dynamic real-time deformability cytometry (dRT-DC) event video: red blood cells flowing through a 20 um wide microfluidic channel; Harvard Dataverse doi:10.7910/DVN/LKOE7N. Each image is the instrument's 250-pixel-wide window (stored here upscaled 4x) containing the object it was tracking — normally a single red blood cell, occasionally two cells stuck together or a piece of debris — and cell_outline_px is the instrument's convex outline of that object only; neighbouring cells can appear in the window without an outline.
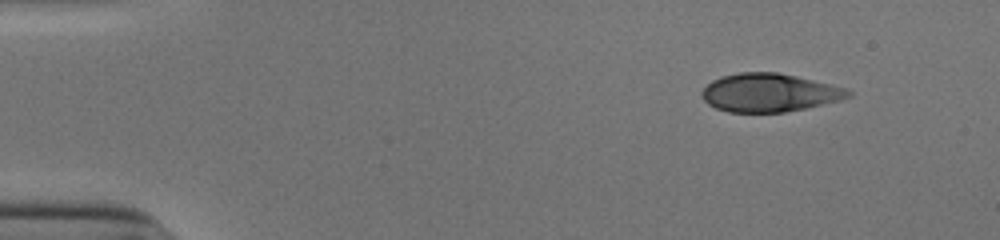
{"species": "human", "species_latin": "Homo sapiens", "temperature_condition": "cold", "stored_images_in_passage": 47, "camera_frame_rate_fps": 3000, "um_per_image_px": 0.085, "donor": {"sex": "male"}, "frame": {"image": 1, "passage_image": 1, "time_ms": 0.0, "image_size_px": [1000, 240], "cell_outline_px": [[852, 96], [840, 100], [804, 108], [784, 112], [728, 112], [716, 108], [708, 104], [700, 96], [700, 92], [712, 80], [720, 76], [740, 72], [776, 72], [796, 76], [848, 88], [852, 92]], "centroid_in_image_um": [65.38, 7.87], "position_along_channel_um": 19.6, "area_um2": 32.71}}
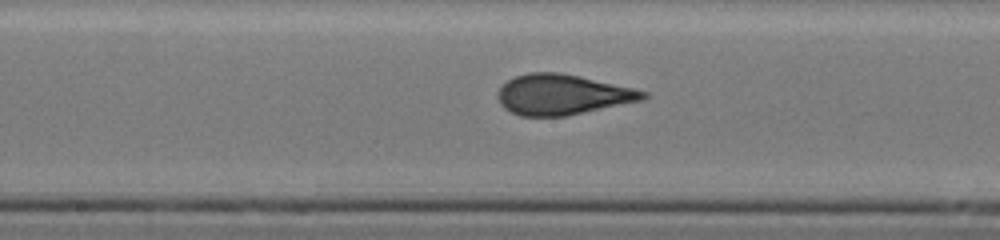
{"frame": {"image": 2, "passage_image": 23, "time_ms": 7.333, "image_size_px": [1000, 240], "cell_outline_px": [[648, 96], [644, 100], [564, 116], [520, 116], [504, 108], [500, 104], [500, 88], [508, 80], [516, 76], [528, 72], [560, 72], [580, 76], [632, 88], [648, 92]], "centroid_in_image_um": [47.82, 8.04], "position_along_channel_um": 200.4, "area_um2": 33.81}}
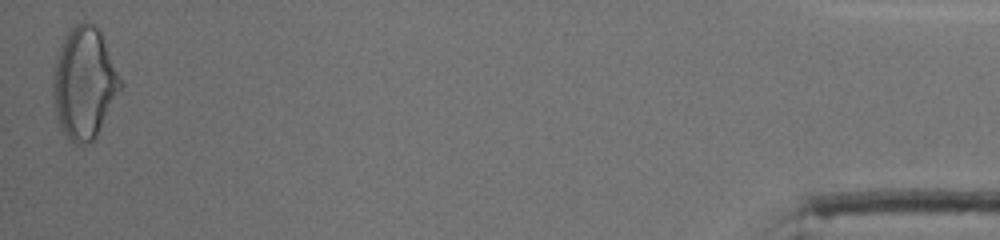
{"frame": {"image": 3, "passage_image": 47, "time_ms": 15.333, "image_size_px": [1000, 240], "cell_outline_px": [[124, 84], [96, 136], [92, 140], [84, 144], [76, 144], [64, 132], [60, 124], [52, 100], [52, 76], [60, 44], [68, 32], [76, 24], [84, 20], [92, 24], [100, 32], [124, 80]], "centroid_in_image_um": [7.18, 7.03], "position_along_channel_um": 428.0, "area_um2": 43.75}, "authors_computed_cell_mechanics": {"area_um2": 33.7552, "velocity_mm_per_s": 3.9177, "shape_relaxation_time_tau1_ms": 5.6378, "shape_relaxation_time_tau2_ms": 0.8685, "deformation_change_tau1": 0.1827, "deformation_change_tau2": 0.046}}